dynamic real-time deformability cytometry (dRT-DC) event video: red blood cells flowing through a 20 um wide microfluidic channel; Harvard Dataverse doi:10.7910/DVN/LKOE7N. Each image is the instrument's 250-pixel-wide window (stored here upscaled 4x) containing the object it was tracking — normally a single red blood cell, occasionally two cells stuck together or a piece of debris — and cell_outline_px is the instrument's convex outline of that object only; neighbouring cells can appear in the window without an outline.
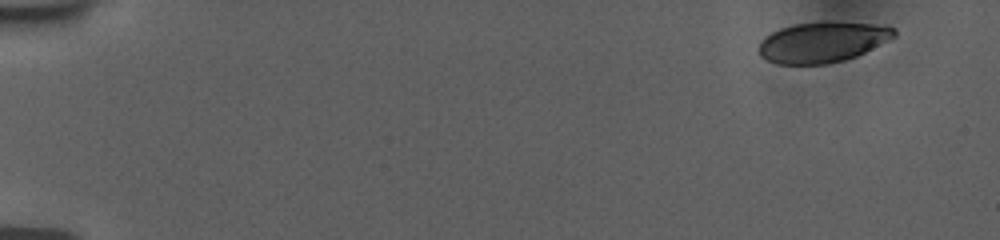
{"species": "human", "species_latin": "Homo sapiens", "temperature_condition": "room temperature", "stored_images_in_passage": 54, "segment_of_instrument_passage": [1, 2], "camera_frame_rate_fps": 3000, "um_per_image_px": 0.085, "donor": {"sex": "female"}, "frame": {"image": 1, "passage_image": 1, "time_ms": 0.0, "image_size_px": [1000, 240], "cell_outline_px": [[896, 36], [856, 56], [844, 60], [824, 64], [776, 64], [760, 56], [760, 40], [772, 32], [780, 28], [796, 24], [888, 24], [896, 28]], "centroid_in_image_um": [69.92, 3.61], "position_along_channel_um": 15.1, "area_um2": 31.1}}
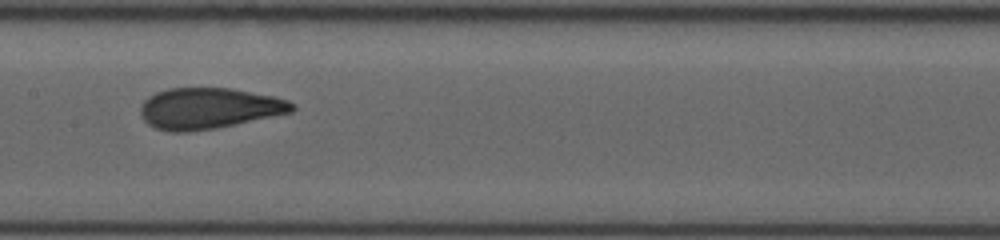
{"frame": {"image": 2, "passage_image": 27, "time_ms": 8.667, "image_size_px": [1000, 240], "cell_outline_px": [[296, 108], [292, 112], [216, 128], [188, 132], [172, 132], [156, 128], [148, 124], [140, 116], [140, 108], [144, 100], [148, 96], [156, 92], [168, 88], [232, 88], [276, 96], [288, 100], [296, 104]], "centroid_in_image_um": [17.76, 9.2], "position_along_channel_um": 189.6, "area_um2": 36.47}}
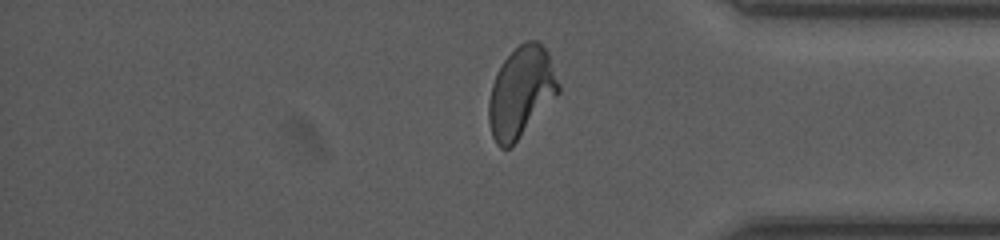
{"frame": {"image": 3, "passage_image": 44, "time_ms": 14.333, "image_size_px": [1000, 240], "cell_outline_px": [[560, 92], [512, 148], [500, 148], [496, 144], [492, 136], [488, 120], [488, 100], [492, 84], [504, 60], [524, 40], [536, 40], [548, 52], [560, 84]], "centroid_in_image_um": [44.29, 7.88], "position_along_channel_um": 390.9, "area_um2": 36.93}}